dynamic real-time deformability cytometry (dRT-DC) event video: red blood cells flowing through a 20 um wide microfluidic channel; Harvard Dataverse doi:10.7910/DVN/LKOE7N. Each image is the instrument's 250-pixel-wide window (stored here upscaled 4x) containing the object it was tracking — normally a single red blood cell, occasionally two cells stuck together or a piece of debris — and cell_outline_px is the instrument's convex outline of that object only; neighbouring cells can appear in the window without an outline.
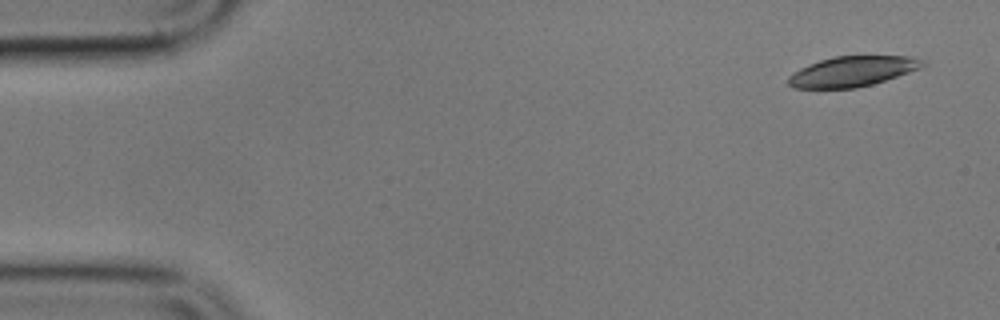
{"species": "common noctule bat (a hibernating species)", "species_latin": "Nyctalus noctula", "temperature_condition": "cold", "stored_images_in_passage": 5, "camera_frame_rate_fps": 3000, "um_per_image_px": 0.085, "animal": {"sex": "male", "body_mass_g": 17.9}, "frame": {"image": 1, "passage_image": 1, "time_ms": 0.0, "image_size_px": [1000, 320], "cell_outline_px": [[928, 64], [920, 68], [872, 84], [856, 88], [792, 88], [788, 84], [788, 76], [792, 72], [808, 64], [832, 56], [908, 56], [924, 60]], "centroid_in_image_um": [72.42, 6.06], "position_along_channel_um": 12.6, "area_um2": 23.64}}
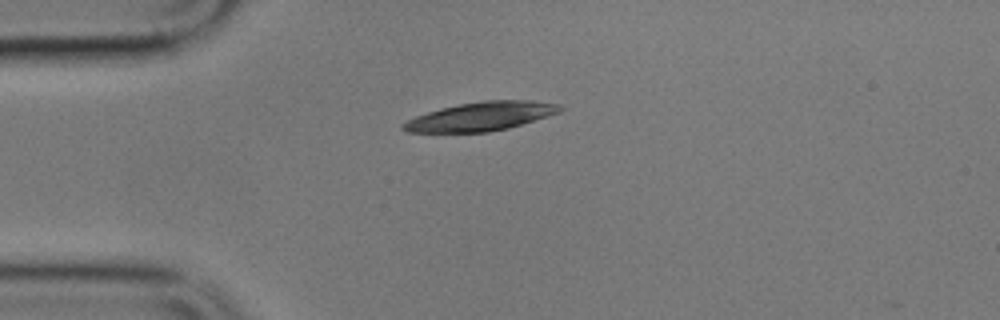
{"frame": {"image": 2, "passage_image": 4, "time_ms": 3.667, "image_size_px": [1000, 320], "cell_outline_px": [[564, 108], [560, 112], [548, 116], [508, 128], [488, 132], [408, 132], [400, 128], [400, 124], [416, 116], [440, 108], [460, 104], [484, 100], [532, 100], [560, 104]], "centroid_in_image_um": [40.89, 9.89], "position_along_channel_um": 44.1, "area_um2": 26.24}}